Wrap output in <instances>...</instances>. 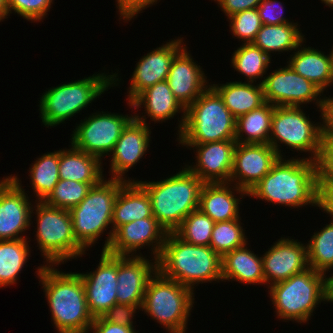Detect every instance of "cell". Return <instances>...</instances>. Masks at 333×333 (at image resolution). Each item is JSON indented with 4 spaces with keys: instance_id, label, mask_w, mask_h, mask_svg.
Wrapping results in <instances>:
<instances>
[{
    "instance_id": "6da1fadb",
    "label": "cell",
    "mask_w": 333,
    "mask_h": 333,
    "mask_svg": "<svg viewBox=\"0 0 333 333\" xmlns=\"http://www.w3.org/2000/svg\"><path fill=\"white\" fill-rule=\"evenodd\" d=\"M59 265L40 264L36 278L45 295L57 333H90L91 315L79 272H63Z\"/></svg>"
},
{
    "instance_id": "7a4b0ae2",
    "label": "cell",
    "mask_w": 333,
    "mask_h": 333,
    "mask_svg": "<svg viewBox=\"0 0 333 333\" xmlns=\"http://www.w3.org/2000/svg\"><path fill=\"white\" fill-rule=\"evenodd\" d=\"M248 197L290 210L317 207L316 161L298 155L289 159L279 157L270 172L248 192Z\"/></svg>"
},
{
    "instance_id": "3957f363",
    "label": "cell",
    "mask_w": 333,
    "mask_h": 333,
    "mask_svg": "<svg viewBox=\"0 0 333 333\" xmlns=\"http://www.w3.org/2000/svg\"><path fill=\"white\" fill-rule=\"evenodd\" d=\"M221 261L222 257L210 246L189 244L168 232L157 259V270L195 291L200 283L222 282Z\"/></svg>"
},
{
    "instance_id": "277c9868",
    "label": "cell",
    "mask_w": 333,
    "mask_h": 333,
    "mask_svg": "<svg viewBox=\"0 0 333 333\" xmlns=\"http://www.w3.org/2000/svg\"><path fill=\"white\" fill-rule=\"evenodd\" d=\"M103 70L95 72L92 76L46 88L38 100L39 117L44 127L54 128L61 123L64 124L68 119L70 121L76 114H81L82 110L91 106L90 104L108 89L119 86L123 81L121 76L119 77L121 74L118 73V69L117 73H113L112 70L111 74Z\"/></svg>"
},
{
    "instance_id": "5b68a950",
    "label": "cell",
    "mask_w": 333,
    "mask_h": 333,
    "mask_svg": "<svg viewBox=\"0 0 333 333\" xmlns=\"http://www.w3.org/2000/svg\"><path fill=\"white\" fill-rule=\"evenodd\" d=\"M181 169L157 181L135 178L150 196L152 215L167 233L174 232L192 211L198 209L205 184L185 165Z\"/></svg>"
},
{
    "instance_id": "8992f818",
    "label": "cell",
    "mask_w": 333,
    "mask_h": 333,
    "mask_svg": "<svg viewBox=\"0 0 333 333\" xmlns=\"http://www.w3.org/2000/svg\"><path fill=\"white\" fill-rule=\"evenodd\" d=\"M266 288L274 316L284 322L309 324L317 307L329 302V277L310 267Z\"/></svg>"
},
{
    "instance_id": "52a82bcc",
    "label": "cell",
    "mask_w": 333,
    "mask_h": 333,
    "mask_svg": "<svg viewBox=\"0 0 333 333\" xmlns=\"http://www.w3.org/2000/svg\"><path fill=\"white\" fill-rule=\"evenodd\" d=\"M122 179L104 178L89 190L86 197L70 210L76 241L86 250L98 244L104 233L107 236L102 251L109 247L112 237L113 206L120 188L126 183ZM106 231V232H105ZM89 248V249H88Z\"/></svg>"
},
{
    "instance_id": "ba28073f",
    "label": "cell",
    "mask_w": 333,
    "mask_h": 333,
    "mask_svg": "<svg viewBox=\"0 0 333 333\" xmlns=\"http://www.w3.org/2000/svg\"><path fill=\"white\" fill-rule=\"evenodd\" d=\"M30 227L36 230H34L36 239L33 241L37 243L36 247L45 265L61 266L87 254L76 241L69 210L50 206L44 201H35L31 211Z\"/></svg>"
},
{
    "instance_id": "9c48e42d",
    "label": "cell",
    "mask_w": 333,
    "mask_h": 333,
    "mask_svg": "<svg viewBox=\"0 0 333 333\" xmlns=\"http://www.w3.org/2000/svg\"><path fill=\"white\" fill-rule=\"evenodd\" d=\"M195 293L157 270L148 282L140 311L167 333H187Z\"/></svg>"
},
{
    "instance_id": "30bf717a",
    "label": "cell",
    "mask_w": 333,
    "mask_h": 333,
    "mask_svg": "<svg viewBox=\"0 0 333 333\" xmlns=\"http://www.w3.org/2000/svg\"><path fill=\"white\" fill-rule=\"evenodd\" d=\"M236 118L219 94L209 86L187 109L178 144L235 140Z\"/></svg>"
},
{
    "instance_id": "8fae6325",
    "label": "cell",
    "mask_w": 333,
    "mask_h": 333,
    "mask_svg": "<svg viewBox=\"0 0 333 333\" xmlns=\"http://www.w3.org/2000/svg\"><path fill=\"white\" fill-rule=\"evenodd\" d=\"M305 108L275 106L269 144L279 157H286L282 149L286 146L285 149L303 153L302 158L316 161L323 136L322 112L319 113L320 121L316 122L306 114Z\"/></svg>"
},
{
    "instance_id": "7c38bea8",
    "label": "cell",
    "mask_w": 333,
    "mask_h": 333,
    "mask_svg": "<svg viewBox=\"0 0 333 333\" xmlns=\"http://www.w3.org/2000/svg\"><path fill=\"white\" fill-rule=\"evenodd\" d=\"M134 118L132 114L94 111L73 128L70 143L78 150L101 161L112 152L122 130ZM105 156V157H104Z\"/></svg>"
},
{
    "instance_id": "4fadbf2b",
    "label": "cell",
    "mask_w": 333,
    "mask_h": 333,
    "mask_svg": "<svg viewBox=\"0 0 333 333\" xmlns=\"http://www.w3.org/2000/svg\"><path fill=\"white\" fill-rule=\"evenodd\" d=\"M264 77L262 86L265 102L274 106L294 107H307L306 104L313 103L314 107H317L314 109H317L318 113L322 112L324 92L313 82L296 73L288 63Z\"/></svg>"
},
{
    "instance_id": "5bb4252c",
    "label": "cell",
    "mask_w": 333,
    "mask_h": 333,
    "mask_svg": "<svg viewBox=\"0 0 333 333\" xmlns=\"http://www.w3.org/2000/svg\"><path fill=\"white\" fill-rule=\"evenodd\" d=\"M18 176L10 174L0 179V240L29 239L24 234L31 230L34 199L30 200Z\"/></svg>"
},
{
    "instance_id": "9a60e30c",
    "label": "cell",
    "mask_w": 333,
    "mask_h": 333,
    "mask_svg": "<svg viewBox=\"0 0 333 333\" xmlns=\"http://www.w3.org/2000/svg\"><path fill=\"white\" fill-rule=\"evenodd\" d=\"M166 235L167 231L154 216L138 219L118 227L106 251L119 256H143L140 249L148 247L147 251L151 252L148 257L158 259Z\"/></svg>"
},
{
    "instance_id": "2e32d148",
    "label": "cell",
    "mask_w": 333,
    "mask_h": 333,
    "mask_svg": "<svg viewBox=\"0 0 333 333\" xmlns=\"http://www.w3.org/2000/svg\"><path fill=\"white\" fill-rule=\"evenodd\" d=\"M127 105L131 112L134 110L133 115L135 120L149 126L151 123H147V118H150V122L153 121L154 124L165 123L171 119H175V116L181 113V117L178 115V118H176L178 119L176 135L178 136L182 132L186 118V109L176 99L167 81H162L146 88L131 102H127ZM143 107L144 110L142 109ZM138 109L142 110L141 114L138 112Z\"/></svg>"
},
{
    "instance_id": "e0dca14e",
    "label": "cell",
    "mask_w": 333,
    "mask_h": 333,
    "mask_svg": "<svg viewBox=\"0 0 333 333\" xmlns=\"http://www.w3.org/2000/svg\"><path fill=\"white\" fill-rule=\"evenodd\" d=\"M184 41L179 36L171 38L139 59L127 87V102H131L146 88L167 80L173 59L186 46Z\"/></svg>"
},
{
    "instance_id": "ac0fdd59",
    "label": "cell",
    "mask_w": 333,
    "mask_h": 333,
    "mask_svg": "<svg viewBox=\"0 0 333 333\" xmlns=\"http://www.w3.org/2000/svg\"><path fill=\"white\" fill-rule=\"evenodd\" d=\"M151 126L140 123L134 118L122 130L120 138L109 154V178L135 181L127 177V172L136 166L147 155L150 147ZM127 174V175H126Z\"/></svg>"
},
{
    "instance_id": "d6986e66",
    "label": "cell",
    "mask_w": 333,
    "mask_h": 333,
    "mask_svg": "<svg viewBox=\"0 0 333 333\" xmlns=\"http://www.w3.org/2000/svg\"><path fill=\"white\" fill-rule=\"evenodd\" d=\"M236 144L235 140H222L177 145L194 150L193 153L196 155L194 162L183 163L192 173L204 183H217L230 181Z\"/></svg>"
},
{
    "instance_id": "ffe728a7",
    "label": "cell",
    "mask_w": 333,
    "mask_h": 333,
    "mask_svg": "<svg viewBox=\"0 0 333 333\" xmlns=\"http://www.w3.org/2000/svg\"><path fill=\"white\" fill-rule=\"evenodd\" d=\"M100 257L95 270L79 273L84 285L88 309L94 318L101 317L117 304V255L101 250Z\"/></svg>"
},
{
    "instance_id": "44dd1931",
    "label": "cell",
    "mask_w": 333,
    "mask_h": 333,
    "mask_svg": "<svg viewBox=\"0 0 333 333\" xmlns=\"http://www.w3.org/2000/svg\"><path fill=\"white\" fill-rule=\"evenodd\" d=\"M262 260L265 285L270 287L309 268L307 244L281 236L262 254Z\"/></svg>"
},
{
    "instance_id": "7402d4cb",
    "label": "cell",
    "mask_w": 333,
    "mask_h": 333,
    "mask_svg": "<svg viewBox=\"0 0 333 333\" xmlns=\"http://www.w3.org/2000/svg\"><path fill=\"white\" fill-rule=\"evenodd\" d=\"M278 159L276 150L270 144L237 143L229 182L248 193L270 172Z\"/></svg>"
},
{
    "instance_id": "603a6c76",
    "label": "cell",
    "mask_w": 333,
    "mask_h": 333,
    "mask_svg": "<svg viewBox=\"0 0 333 333\" xmlns=\"http://www.w3.org/2000/svg\"><path fill=\"white\" fill-rule=\"evenodd\" d=\"M151 258L117 255V304L141 308L148 282L157 272V259Z\"/></svg>"
},
{
    "instance_id": "cb8c5ba5",
    "label": "cell",
    "mask_w": 333,
    "mask_h": 333,
    "mask_svg": "<svg viewBox=\"0 0 333 333\" xmlns=\"http://www.w3.org/2000/svg\"><path fill=\"white\" fill-rule=\"evenodd\" d=\"M186 45L173 59L167 82L181 105L187 109L209 86L210 79L192 57Z\"/></svg>"
},
{
    "instance_id": "d4e9b609",
    "label": "cell",
    "mask_w": 333,
    "mask_h": 333,
    "mask_svg": "<svg viewBox=\"0 0 333 333\" xmlns=\"http://www.w3.org/2000/svg\"><path fill=\"white\" fill-rule=\"evenodd\" d=\"M245 196V197H244ZM248 193L230 182L205 183L198 209L215 223L240 219L241 201Z\"/></svg>"
},
{
    "instance_id": "484cf974",
    "label": "cell",
    "mask_w": 333,
    "mask_h": 333,
    "mask_svg": "<svg viewBox=\"0 0 333 333\" xmlns=\"http://www.w3.org/2000/svg\"><path fill=\"white\" fill-rule=\"evenodd\" d=\"M305 39L298 48L289 54L287 62L292 69L307 80L313 82L324 93L333 86V58L331 50L329 54L306 46ZM305 42V43H304ZM329 88V89H328Z\"/></svg>"
},
{
    "instance_id": "4316f807",
    "label": "cell",
    "mask_w": 333,
    "mask_h": 333,
    "mask_svg": "<svg viewBox=\"0 0 333 333\" xmlns=\"http://www.w3.org/2000/svg\"><path fill=\"white\" fill-rule=\"evenodd\" d=\"M248 245L222 256V282L235 281L239 284L265 286L262 255L255 254Z\"/></svg>"
},
{
    "instance_id": "83f0119b",
    "label": "cell",
    "mask_w": 333,
    "mask_h": 333,
    "mask_svg": "<svg viewBox=\"0 0 333 333\" xmlns=\"http://www.w3.org/2000/svg\"><path fill=\"white\" fill-rule=\"evenodd\" d=\"M150 196L137 181H127L119 190L112 217V231L138 219L152 217Z\"/></svg>"
},
{
    "instance_id": "f1b7e54d",
    "label": "cell",
    "mask_w": 333,
    "mask_h": 333,
    "mask_svg": "<svg viewBox=\"0 0 333 333\" xmlns=\"http://www.w3.org/2000/svg\"><path fill=\"white\" fill-rule=\"evenodd\" d=\"M69 147L59 149V178L88 184L100 183L105 178L103 161L76 149L72 144Z\"/></svg>"
},
{
    "instance_id": "f546056e",
    "label": "cell",
    "mask_w": 333,
    "mask_h": 333,
    "mask_svg": "<svg viewBox=\"0 0 333 333\" xmlns=\"http://www.w3.org/2000/svg\"><path fill=\"white\" fill-rule=\"evenodd\" d=\"M210 86L236 119L265 103L262 84L238 80L222 84L210 82Z\"/></svg>"
},
{
    "instance_id": "4dcf8cb0",
    "label": "cell",
    "mask_w": 333,
    "mask_h": 333,
    "mask_svg": "<svg viewBox=\"0 0 333 333\" xmlns=\"http://www.w3.org/2000/svg\"><path fill=\"white\" fill-rule=\"evenodd\" d=\"M304 34L299 23H284L280 25L262 24L252 43L272 59V56L275 54L294 52L306 39Z\"/></svg>"
},
{
    "instance_id": "1f68e13d",
    "label": "cell",
    "mask_w": 333,
    "mask_h": 333,
    "mask_svg": "<svg viewBox=\"0 0 333 333\" xmlns=\"http://www.w3.org/2000/svg\"><path fill=\"white\" fill-rule=\"evenodd\" d=\"M275 106L265 102L262 106L236 119V143L269 144Z\"/></svg>"
},
{
    "instance_id": "d6a6232c",
    "label": "cell",
    "mask_w": 333,
    "mask_h": 333,
    "mask_svg": "<svg viewBox=\"0 0 333 333\" xmlns=\"http://www.w3.org/2000/svg\"><path fill=\"white\" fill-rule=\"evenodd\" d=\"M31 240H0V289L17 284L19 274L31 257ZM29 243V244H28Z\"/></svg>"
},
{
    "instance_id": "836d02e7",
    "label": "cell",
    "mask_w": 333,
    "mask_h": 333,
    "mask_svg": "<svg viewBox=\"0 0 333 333\" xmlns=\"http://www.w3.org/2000/svg\"><path fill=\"white\" fill-rule=\"evenodd\" d=\"M231 67L234 72L245 76V82L262 84L264 75L270 68L273 61L264 51L253 43H241V45L232 52ZM259 79V80H258Z\"/></svg>"
},
{
    "instance_id": "e575fe53",
    "label": "cell",
    "mask_w": 333,
    "mask_h": 333,
    "mask_svg": "<svg viewBox=\"0 0 333 333\" xmlns=\"http://www.w3.org/2000/svg\"><path fill=\"white\" fill-rule=\"evenodd\" d=\"M32 162L27 170L28 179H31L30 188L33 189L35 201H44L60 180L59 150L44 153Z\"/></svg>"
},
{
    "instance_id": "d590c367",
    "label": "cell",
    "mask_w": 333,
    "mask_h": 333,
    "mask_svg": "<svg viewBox=\"0 0 333 333\" xmlns=\"http://www.w3.org/2000/svg\"><path fill=\"white\" fill-rule=\"evenodd\" d=\"M315 230L307 244L308 266L327 274L333 269V222ZM329 271V272H328ZM333 274V271H331Z\"/></svg>"
},
{
    "instance_id": "8d00e7d4",
    "label": "cell",
    "mask_w": 333,
    "mask_h": 333,
    "mask_svg": "<svg viewBox=\"0 0 333 333\" xmlns=\"http://www.w3.org/2000/svg\"><path fill=\"white\" fill-rule=\"evenodd\" d=\"M241 219L214 224L209 246L221 257L227 252L245 246L250 241Z\"/></svg>"
},
{
    "instance_id": "74e56055",
    "label": "cell",
    "mask_w": 333,
    "mask_h": 333,
    "mask_svg": "<svg viewBox=\"0 0 333 333\" xmlns=\"http://www.w3.org/2000/svg\"><path fill=\"white\" fill-rule=\"evenodd\" d=\"M215 222L199 209L192 211L174 231L183 241L200 246H209Z\"/></svg>"
},
{
    "instance_id": "f35d334b",
    "label": "cell",
    "mask_w": 333,
    "mask_h": 333,
    "mask_svg": "<svg viewBox=\"0 0 333 333\" xmlns=\"http://www.w3.org/2000/svg\"><path fill=\"white\" fill-rule=\"evenodd\" d=\"M95 185L97 184L60 179L44 202L50 206L70 211L86 197L89 190Z\"/></svg>"
},
{
    "instance_id": "ab89813d",
    "label": "cell",
    "mask_w": 333,
    "mask_h": 333,
    "mask_svg": "<svg viewBox=\"0 0 333 333\" xmlns=\"http://www.w3.org/2000/svg\"><path fill=\"white\" fill-rule=\"evenodd\" d=\"M232 38L241 40L242 43H252L262 23L257 8L238 12L227 18Z\"/></svg>"
},
{
    "instance_id": "60d3db41",
    "label": "cell",
    "mask_w": 333,
    "mask_h": 333,
    "mask_svg": "<svg viewBox=\"0 0 333 333\" xmlns=\"http://www.w3.org/2000/svg\"><path fill=\"white\" fill-rule=\"evenodd\" d=\"M54 0H6L7 13H14L30 23L43 22L52 9Z\"/></svg>"
},
{
    "instance_id": "b9f144b4",
    "label": "cell",
    "mask_w": 333,
    "mask_h": 333,
    "mask_svg": "<svg viewBox=\"0 0 333 333\" xmlns=\"http://www.w3.org/2000/svg\"><path fill=\"white\" fill-rule=\"evenodd\" d=\"M317 183L333 184V137L322 136L316 159Z\"/></svg>"
},
{
    "instance_id": "7bdbcfd3",
    "label": "cell",
    "mask_w": 333,
    "mask_h": 333,
    "mask_svg": "<svg viewBox=\"0 0 333 333\" xmlns=\"http://www.w3.org/2000/svg\"><path fill=\"white\" fill-rule=\"evenodd\" d=\"M285 5L279 0H262L257 7L260 20L265 25H280L284 23H298L284 16Z\"/></svg>"
},
{
    "instance_id": "ee69618b",
    "label": "cell",
    "mask_w": 333,
    "mask_h": 333,
    "mask_svg": "<svg viewBox=\"0 0 333 333\" xmlns=\"http://www.w3.org/2000/svg\"><path fill=\"white\" fill-rule=\"evenodd\" d=\"M161 0H115L119 20L129 23L143 13V10L156 5Z\"/></svg>"
},
{
    "instance_id": "f6af8a7d",
    "label": "cell",
    "mask_w": 333,
    "mask_h": 333,
    "mask_svg": "<svg viewBox=\"0 0 333 333\" xmlns=\"http://www.w3.org/2000/svg\"><path fill=\"white\" fill-rule=\"evenodd\" d=\"M140 308L130 304H115L102 317L114 324H119L127 327H136L134 319L139 313ZM137 313V314H136Z\"/></svg>"
},
{
    "instance_id": "bcb514c9",
    "label": "cell",
    "mask_w": 333,
    "mask_h": 333,
    "mask_svg": "<svg viewBox=\"0 0 333 333\" xmlns=\"http://www.w3.org/2000/svg\"><path fill=\"white\" fill-rule=\"evenodd\" d=\"M214 1L225 16L230 17L238 12L254 9L262 0H211Z\"/></svg>"
},
{
    "instance_id": "7dc6e473",
    "label": "cell",
    "mask_w": 333,
    "mask_h": 333,
    "mask_svg": "<svg viewBox=\"0 0 333 333\" xmlns=\"http://www.w3.org/2000/svg\"><path fill=\"white\" fill-rule=\"evenodd\" d=\"M328 214L333 222V184L317 183V207Z\"/></svg>"
},
{
    "instance_id": "c3c4849f",
    "label": "cell",
    "mask_w": 333,
    "mask_h": 333,
    "mask_svg": "<svg viewBox=\"0 0 333 333\" xmlns=\"http://www.w3.org/2000/svg\"><path fill=\"white\" fill-rule=\"evenodd\" d=\"M135 328L110 323L101 316L94 318L90 333H140Z\"/></svg>"
},
{
    "instance_id": "681fc988",
    "label": "cell",
    "mask_w": 333,
    "mask_h": 333,
    "mask_svg": "<svg viewBox=\"0 0 333 333\" xmlns=\"http://www.w3.org/2000/svg\"><path fill=\"white\" fill-rule=\"evenodd\" d=\"M328 96L324 95L322 108L323 136L333 137V95Z\"/></svg>"
},
{
    "instance_id": "f907efd6",
    "label": "cell",
    "mask_w": 333,
    "mask_h": 333,
    "mask_svg": "<svg viewBox=\"0 0 333 333\" xmlns=\"http://www.w3.org/2000/svg\"><path fill=\"white\" fill-rule=\"evenodd\" d=\"M8 19L6 0H0V22Z\"/></svg>"
},
{
    "instance_id": "816d5d0a",
    "label": "cell",
    "mask_w": 333,
    "mask_h": 333,
    "mask_svg": "<svg viewBox=\"0 0 333 333\" xmlns=\"http://www.w3.org/2000/svg\"><path fill=\"white\" fill-rule=\"evenodd\" d=\"M329 303H333V274L329 273Z\"/></svg>"
},
{
    "instance_id": "f5cc1de1",
    "label": "cell",
    "mask_w": 333,
    "mask_h": 333,
    "mask_svg": "<svg viewBox=\"0 0 333 333\" xmlns=\"http://www.w3.org/2000/svg\"><path fill=\"white\" fill-rule=\"evenodd\" d=\"M326 7L333 9V0H320Z\"/></svg>"
},
{
    "instance_id": "db71d44e",
    "label": "cell",
    "mask_w": 333,
    "mask_h": 333,
    "mask_svg": "<svg viewBox=\"0 0 333 333\" xmlns=\"http://www.w3.org/2000/svg\"><path fill=\"white\" fill-rule=\"evenodd\" d=\"M329 50H331L332 58H333V45H332L331 49H329Z\"/></svg>"
}]
</instances>
